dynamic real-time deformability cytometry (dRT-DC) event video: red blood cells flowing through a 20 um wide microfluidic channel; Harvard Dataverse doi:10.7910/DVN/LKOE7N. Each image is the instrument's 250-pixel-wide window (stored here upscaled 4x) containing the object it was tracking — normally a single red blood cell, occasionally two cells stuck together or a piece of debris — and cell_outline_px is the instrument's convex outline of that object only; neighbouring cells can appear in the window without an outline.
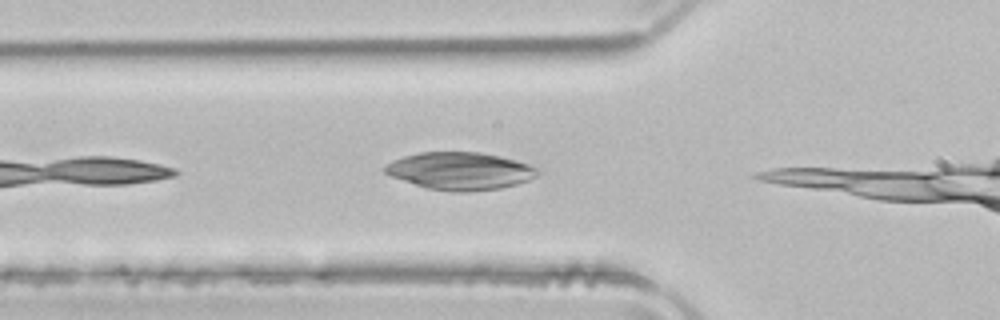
{"species": "common noctule bat (a hibernating species)", "species_latin": "Nyctalus noctula", "temperature_condition": "room temperature", "stored_images_in_passage": 6, "camera_frame_rate_fps": 3000, "um_per_image_px": 0.085, "animal": {"sex": "male", "body_mass_g": 21.5, "forearm_length_mm": 52.0}, "frame": {"image": 1, "passage_image": 2, "time_ms": 0.333, "image_size_px": [1000, 320], "cell_outline_px": [[540, 172], [536, 176], [528, 180], [516, 184], [500, 188], [468, 192], [452, 192], [428, 188], [388, 176], [384, 172], [384, 164], [392, 160], [404, 156], [420, 152], [480, 152], [500, 156], [516, 160], [528, 164], [536, 168]], "centroid_in_image_um": [39.07, 14.53], "position_along_channel_um": 86.7, "area_um2": 33.47}}